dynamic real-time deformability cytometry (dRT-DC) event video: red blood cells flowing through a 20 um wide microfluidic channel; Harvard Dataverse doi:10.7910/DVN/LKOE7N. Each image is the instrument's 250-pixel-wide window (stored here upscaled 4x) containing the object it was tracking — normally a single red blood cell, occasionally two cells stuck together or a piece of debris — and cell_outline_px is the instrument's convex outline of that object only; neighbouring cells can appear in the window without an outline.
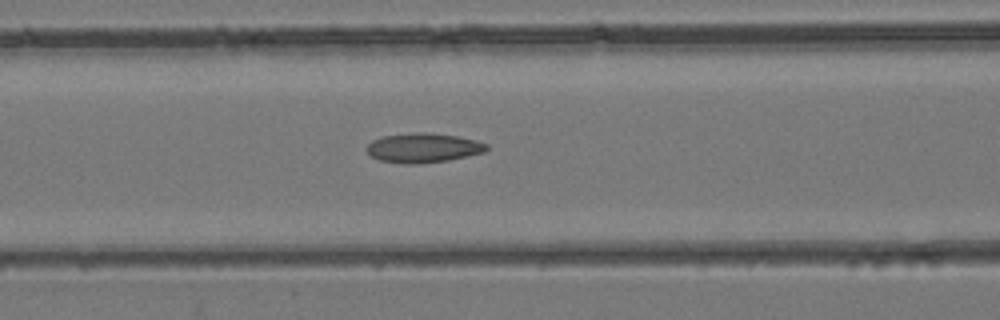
{"species": "common noctule bat (a hibernating species)", "species_latin": "Nyctalus noctula", "temperature_condition": "room temperature", "stored_images_in_passage": 43, "camera_frame_rate_fps": 3000, "um_per_image_px": 0.085, "animal": {"sex": "female", "body_mass_g": 24.6, "forearm_length_mm": 56.2}, "frame": {"image": 1, "passage_image": 18, "time_ms": 5.667, "image_size_px": [1000, 320], "cell_outline_px": [[488, 148], [484, 152], [448, 160], [416, 164], [404, 164], [380, 160], [372, 156], [364, 148], [372, 140], [380, 136], [416, 132], [428, 132], [456, 136], [476, 140], [488, 144]], "centroid_in_image_um": [35.94, 12.56], "position_along_channel_um": 130.7, "area_um2": 20.63}}
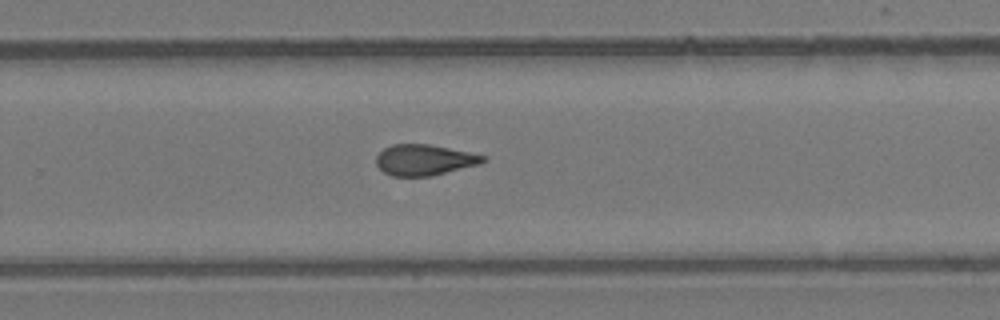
{"frame": {"image": 2, "passage_image": 28, "time_ms": 9.0, "image_size_px": [1000, 320], "cell_outline_px": [[488, 160], [480, 164], [432, 176], [392, 176], [384, 172], [376, 164], [376, 156], [384, 148], [392, 144], [428, 144], [468, 152], [484, 156]], "centroid_in_image_um": [36.06, 13.6], "position_along_channel_um": 293.7, "area_um2": 19.13}}
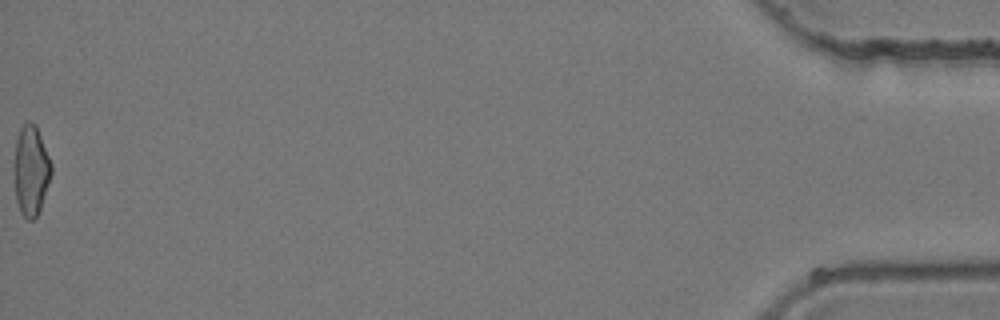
{"frame": {"image": 3, "passage_image": 43, "time_ms": 14.0, "image_size_px": [1000, 320], "cell_outline_px": [[52, 172], [40, 208], [36, 216], [32, 220], [28, 220], [20, 212], [16, 200], [16, 140], [20, 128], [28, 120], [36, 124], [52, 164]], "centroid_in_image_um": [2.66, 14.47], "position_along_channel_um": 432.5, "area_um2": 18.96}}